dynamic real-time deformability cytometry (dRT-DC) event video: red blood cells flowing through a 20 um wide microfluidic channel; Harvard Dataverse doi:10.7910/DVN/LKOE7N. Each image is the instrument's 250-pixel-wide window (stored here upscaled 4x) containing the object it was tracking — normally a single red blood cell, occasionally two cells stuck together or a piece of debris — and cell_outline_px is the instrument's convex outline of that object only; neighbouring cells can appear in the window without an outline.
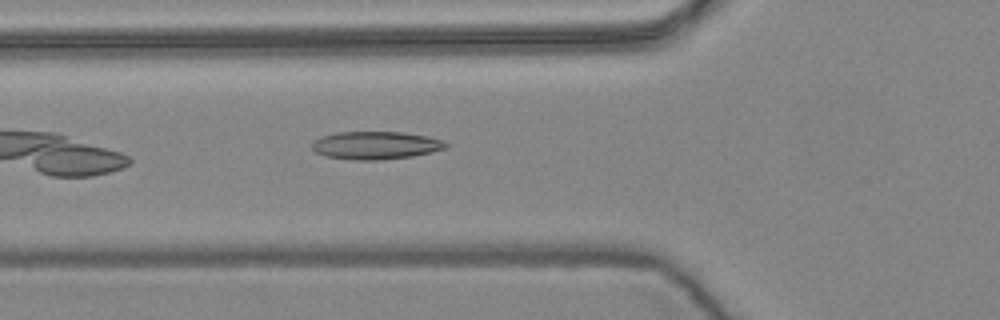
{"species": "common noctule bat (a hibernating species)", "species_latin": "Nyctalus noctula", "temperature_condition": "warm", "stored_images_in_passage": 43, "camera_frame_rate_fps": 3000, "um_per_image_px": 0.085, "animal": {"sex": "female", "body_mass_g": 24.6, "forearm_length_mm": 56.2}, "frame": {"image": 1, "passage_image": 7, "time_ms": 2.0, "image_size_px": [1000, 320], "cell_outline_px": [[448, 148], [432, 152], [412, 156], [380, 160], [356, 160], [324, 156], [316, 152], [312, 148], [312, 140], [320, 136], [336, 132], [400, 132], [428, 136], [440, 140], [448, 144]], "centroid_in_image_um": [31.9, 12.35], "position_along_channel_um": 93.9, "area_um2": 21.85}}
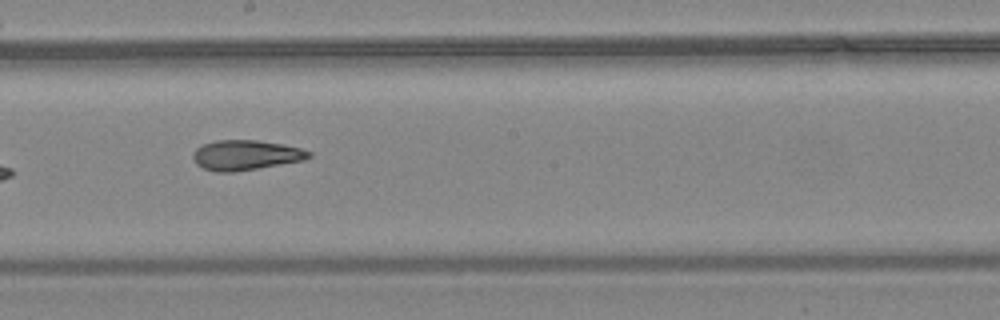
{"frame": {"image": 2, "passage_image": 18, "time_ms": 5.667, "image_size_px": [1000, 320], "cell_outline_px": [[312, 156], [304, 160], [236, 172], [216, 172], [204, 168], [196, 164], [192, 156], [196, 148], [204, 144], [216, 140], [256, 140], [284, 144], [300, 148], [312, 152]], "centroid_in_image_um": [20.9, 13.18], "position_along_channel_um": 227.3, "area_um2": 20.29}}
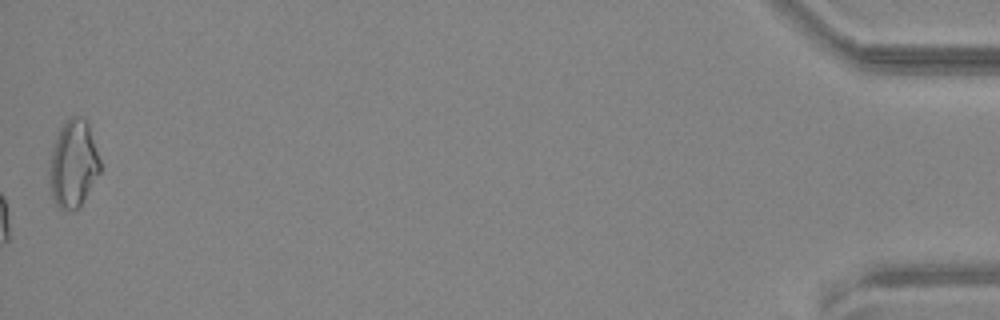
{"frame": {"image": 3, "passage_image": 43, "time_ms": 14.0, "image_size_px": [1000, 320], "cell_outline_px": [[100, 172], [80, 204], [76, 208], [60, 208], [56, 204], [52, 196], [52, 148], [56, 136], [60, 128], [72, 116], [84, 116], [88, 124], [100, 160]], "centroid_in_image_um": [6.27, 13.86], "position_along_channel_um": 428.9, "area_um2": 24.57}, "authors_computed_cell_mechanics": {"area_um2": 20.519, "velocity_mm_per_s": 3.6232, "shape_relaxation_time_tau1_ms": 9.2599, "shape_relaxation_time_tau2_ms": 5.2568, "deformation_change_tau1": 0.2272, "deformation_change_tau2": 0.148}}